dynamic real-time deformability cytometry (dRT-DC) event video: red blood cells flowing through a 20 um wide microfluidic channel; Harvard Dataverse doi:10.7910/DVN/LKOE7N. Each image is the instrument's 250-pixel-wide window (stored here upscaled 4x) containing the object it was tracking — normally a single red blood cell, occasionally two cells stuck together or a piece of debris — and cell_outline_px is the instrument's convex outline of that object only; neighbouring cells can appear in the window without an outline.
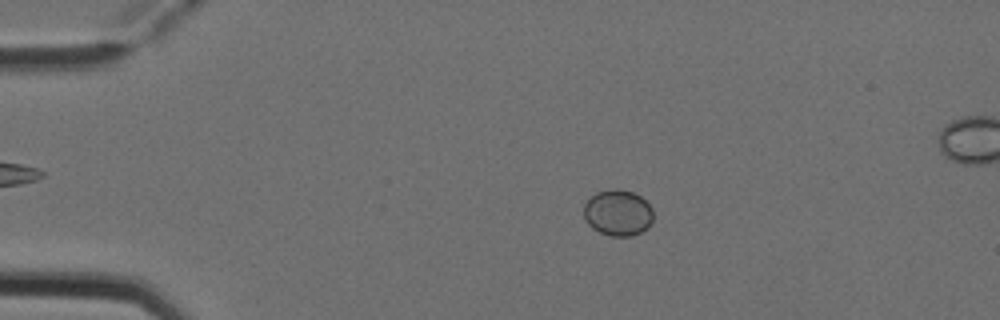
{"species": "Egyptian fruit bat (a non-hibernating species)", "species_latin": "Rousettus aegyptiacus", "temperature_condition": "cold", "stored_images_in_passage": 5, "camera_frame_rate_fps": 3000, "um_per_image_px": 0.085, "animal": {"sex": "female"}, "frame": {"image": 1, "passage_image": 3, "time_ms": 0.667, "image_size_px": [1000, 320], "cell_outline_px": [[652, 220], [648, 228], [632, 236], [612, 236], [600, 232], [592, 228], [584, 220], [584, 204], [588, 196], [596, 192], [612, 188], [616, 188], [632, 192], [640, 196], [652, 208]], "centroid_in_image_um": [52.48, 18.07], "position_along_channel_um": 32.5, "area_um2": 18.84}}